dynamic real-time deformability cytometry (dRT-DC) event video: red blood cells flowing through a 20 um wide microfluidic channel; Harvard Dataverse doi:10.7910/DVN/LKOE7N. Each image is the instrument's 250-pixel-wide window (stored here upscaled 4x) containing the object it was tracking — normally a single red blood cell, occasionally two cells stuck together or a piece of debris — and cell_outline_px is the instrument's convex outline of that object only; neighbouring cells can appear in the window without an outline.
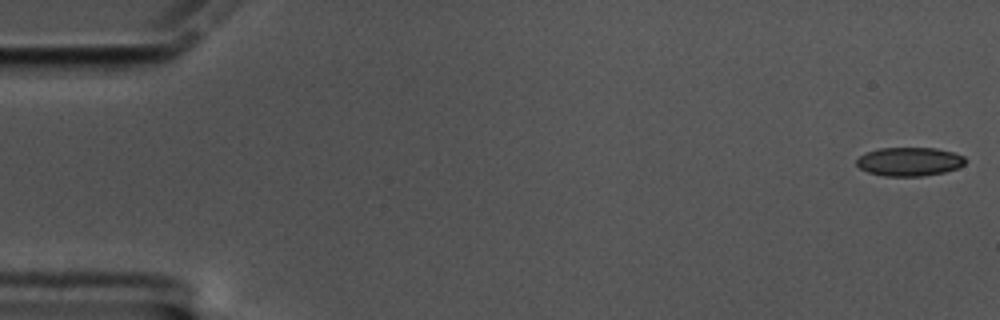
{"species": "common noctule bat (a hibernating species)", "species_latin": "Nyctalus noctula", "temperature_condition": "cold", "stored_images_in_passage": 60, "camera_frame_rate_fps": 3000, "um_per_image_px": 0.085, "animal": {"sex": "male", "body_mass_g": 17.5, "forearm_length_mm": 52.3}, "frame": {"image": 1, "passage_image": 1, "time_ms": 0.0, "image_size_px": [1000, 320], "cell_outline_px": [[968, 160], [964, 164], [956, 168], [944, 172], [924, 176], [884, 176], [868, 172], [860, 168], [856, 164], [856, 160], [864, 152], [880, 148], [936, 148], [952, 152], [964, 156]], "centroid_in_image_um": [77.29, 13.73], "position_along_channel_um": 7.7, "area_um2": 18.26}}
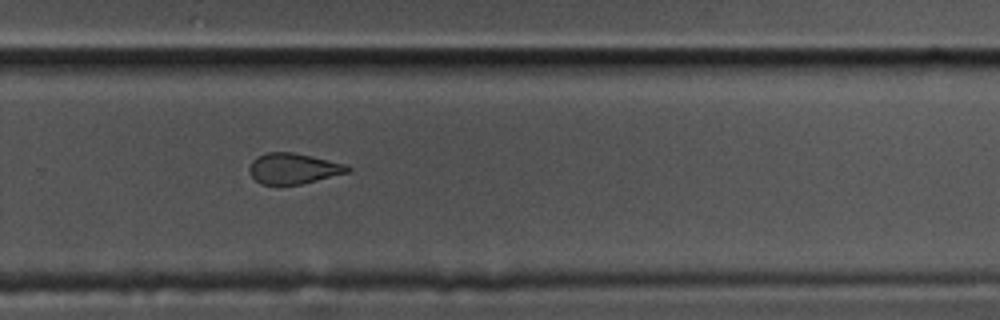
{"frame": {"image": 2, "passage_image": 40, "time_ms": 13.0, "image_size_px": [1000, 320], "cell_outline_px": [[352, 168], [348, 172], [300, 184], [260, 184], [248, 172], [248, 168], [252, 160], [256, 156], [268, 152], [292, 152], [312, 156], [344, 164]], "centroid_in_image_um": [24.88, 14.31], "position_along_channel_um": 304.9, "area_um2": 17.4}}
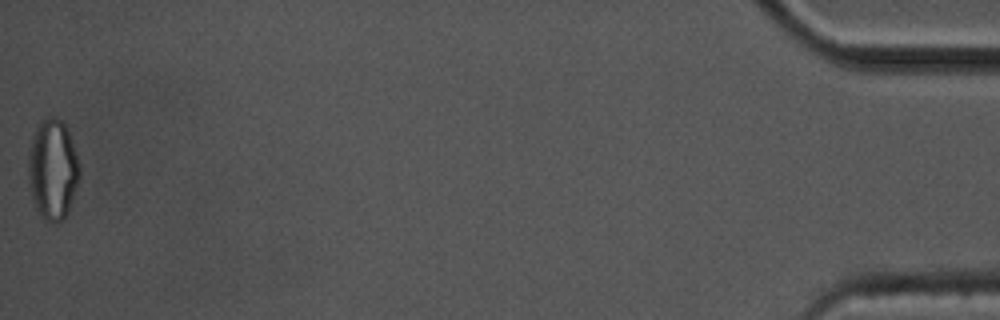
{"frame": {"image": 3, "passage_image": 60, "time_ms": 19.667, "image_size_px": [1000, 320], "cell_outline_px": [[80, 176], [68, 212], [64, 220], [56, 224], [52, 224], [44, 220], [40, 216], [36, 208], [28, 184], [28, 152], [32, 136], [40, 120], [52, 116], [56, 116], [64, 124], [68, 132], [80, 164]], "centroid_in_image_um": [4.47, 14.44], "position_along_channel_um": 430.7, "area_um2": 30.35}, "authors_computed_cell_mechanics": {"area_um2": 18.9584, "velocity_mm_per_s": 3.3498, "shape_relaxation_time_tau1_ms": 5.0482, "shape_relaxation_time_tau2_ms": 2.5912, "deformation_change_tau1": 0.1385, "deformation_change_tau2": 0.0957}}